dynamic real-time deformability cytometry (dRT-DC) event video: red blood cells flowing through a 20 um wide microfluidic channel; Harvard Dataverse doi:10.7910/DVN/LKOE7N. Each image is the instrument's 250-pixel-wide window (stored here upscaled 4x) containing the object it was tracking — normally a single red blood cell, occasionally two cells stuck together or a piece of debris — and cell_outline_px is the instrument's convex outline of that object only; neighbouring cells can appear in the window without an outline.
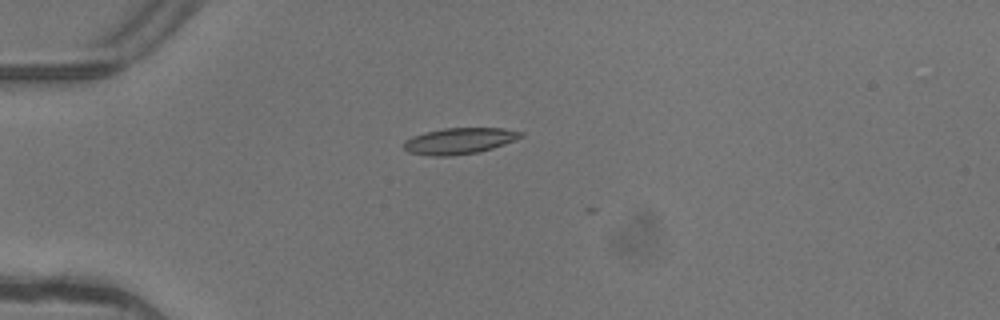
{"species": "common noctule bat (a hibernating species)", "species_latin": "Nyctalus noctula", "temperature_condition": "warm", "stored_images_in_passage": 4, "camera_frame_rate_fps": 3000, "um_per_image_px": 0.085, "animal": {"sex": "female"}, "frame": {"image": 1, "passage_image": 3, "time_ms": 0.667, "image_size_px": [1000, 320], "cell_outline_px": [[524, 136], [504, 144], [492, 148], [476, 152], [452, 156], [432, 156], [408, 152], [404, 148], [404, 140], [412, 136], [424, 132], [444, 128], [504, 128], [524, 132]], "centroid_in_image_um": [39.03, 11.97], "position_along_channel_um": 46.0, "area_um2": 17.86}}